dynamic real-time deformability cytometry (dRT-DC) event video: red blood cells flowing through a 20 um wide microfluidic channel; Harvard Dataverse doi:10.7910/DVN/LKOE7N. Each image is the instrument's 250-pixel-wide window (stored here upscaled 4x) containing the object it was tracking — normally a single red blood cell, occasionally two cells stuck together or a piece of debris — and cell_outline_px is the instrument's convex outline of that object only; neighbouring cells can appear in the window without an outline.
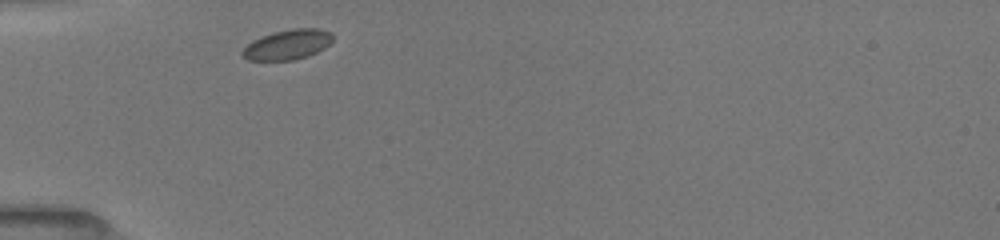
{"species": "common noctule bat (a hibernating species)", "species_latin": "Nyctalus noctula", "temperature_condition": "room temperature", "stored_images_in_passage": 7, "camera_frame_rate_fps": 3000, "um_per_image_px": 0.085, "animal": {"sex": "female", "body_mass_g": 19.5, "forearm_length_mm": 54.1}, "frame": {"image": 1, "passage_image": 1, "time_ms": 0.0, "image_size_px": [1000, 240], "cell_outline_px": [[332, 40], [324, 48], [308, 56], [292, 60], [248, 60], [240, 56], [240, 52], [252, 40], [260, 36], [272, 32], [292, 28], [316, 28], [332, 32]], "centroid_in_image_um": [24.4, 3.78], "position_along_channel_um": 60.6, "area_um2": 15.9}}
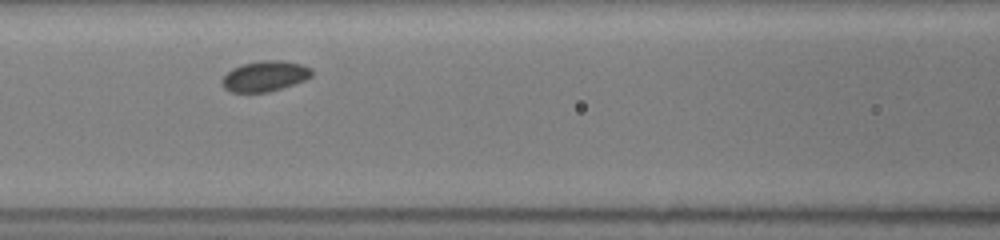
{"frame": {"image": 2, "passage_image": 4, "time_ms": 2.333, "image_size_px": [1000, 240], "cell_outline_px": [[312, 76], [304, 80], [268, 92], [232, 92], [224, 88], [220, 80], [232, 68], [244, 64], [260, 60], [284, 60], [300, 64], [312, 68]], "centroid_in_image_um": [22.51, 6.46], "position_along_channel_um": 144.1, "area_um2": 15.84}}
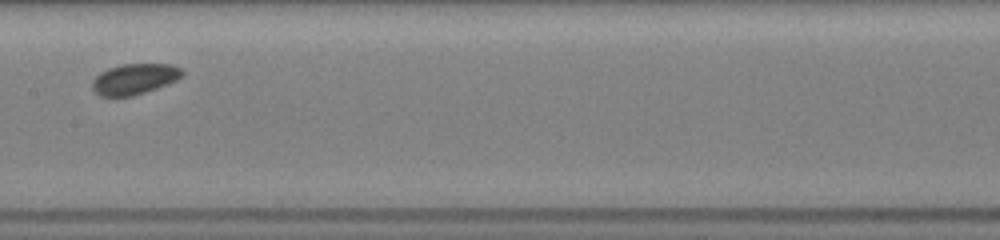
{"frame": {"image": 3, "passage_image": 6, "time_ms": 3.667, "image_size_px": [1000, 240], "cell_outline_px": [[184, 72], [176, 80], [168, 84], [132, 96], [100, 96], [92, 88], [92, 80], [100, 72], [108, 68], [120, 64], [172, 64], [180, 68]], "centroid_in_image_um": [11.41, 6.7], "position_along_channel_um": 196.0, "area_um2": 16.01}}